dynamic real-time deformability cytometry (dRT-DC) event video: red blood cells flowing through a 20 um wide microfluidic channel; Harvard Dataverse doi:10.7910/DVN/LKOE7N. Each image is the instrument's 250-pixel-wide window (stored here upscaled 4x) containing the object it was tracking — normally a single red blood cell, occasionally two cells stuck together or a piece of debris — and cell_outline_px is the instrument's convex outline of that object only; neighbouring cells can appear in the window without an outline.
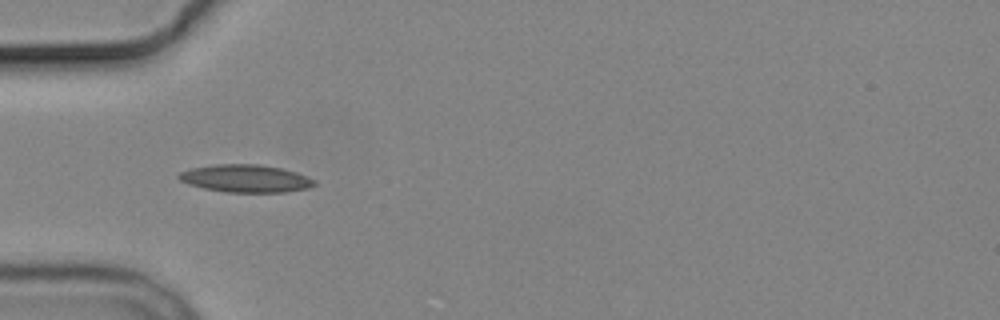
{"species": "common noctule bat (a hibernating species)", "species_latin": "Nyctalus noctula", "temperature_condition": "cold", "stored_images_in_passage": 9, "camera_frame_rate_fps": 3000, "um_per_image_px": 0.085, "animal": {"sex": "male", "body_mass_g": 19.2, "forearm_length_mm": 51.8}, "frame": {"image": 1, "passage_image": 6, "time_ms": 5.667, "image_size_px": [1000, 320], "cell_outline_px": [[316, 184], [308, 188], [284, 192], [224, 192], [204, 188], [188, 184], [180, 180], [176, 176], [180, 172], [192, 168], [216, 164], [260, 164], [280, 168], [296, 172], [316, 180]], "centroid_in_image_um": [20.87, 15.17], "position_along_channel_um": 64.1, "area_um2": 21.79}}
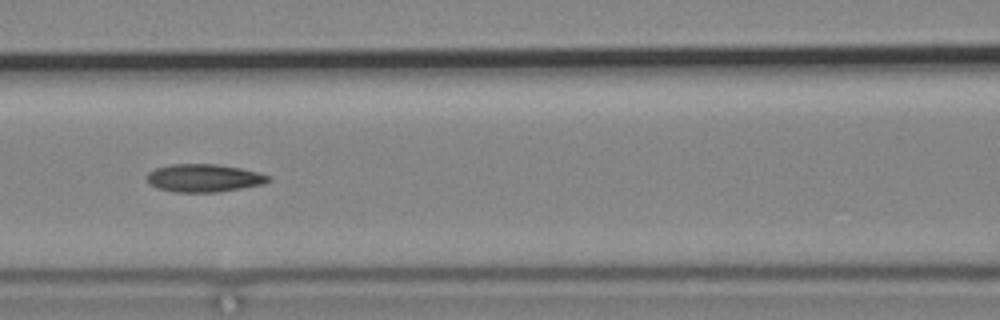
{"frame": {"image": 2, "passage_image": 8, "time_ms": 8.0, "image_size_px": [1000, 320], "cell_outline_px": [[272, 180], [264, 184], [216, 192], [176, 192], [156, 188], [148, 184], [148, 172], [156, 168], [172, 164], [216, 164], [240, 168], [272, 176]], "centroid_in_image_um": [17.34, 15.13], "position_along_channel_um": 149.3, "area_um2": 19.71}}
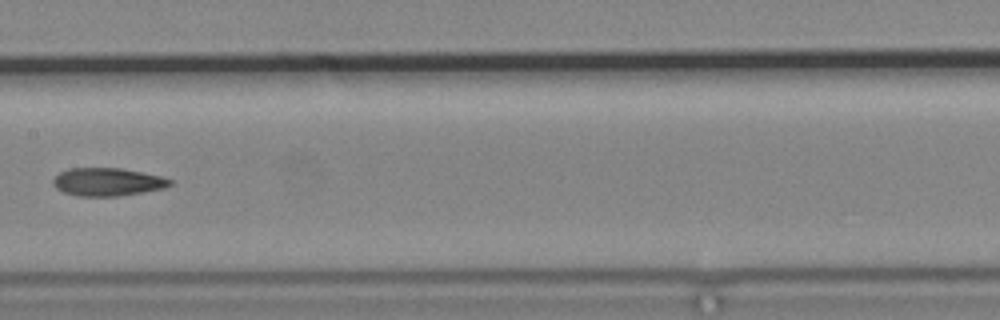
{"frame": {"image": 3, "passage_image": 9, "time_ms": 9.333, "image_size_px": [1000, 320], "cell_outline_px": [[172, 184], [164, 188], [116, 196], [76, 196], [64, 192], [56, 188], [52, 184], [52, 180], [60, 172], [68, 168], [120, 168], [160, 176], [172, 180]], "centroid_in_image_um": [9.09, 15.46], "position_along_channel_um": 198.3, "area_um2": 18.9}}